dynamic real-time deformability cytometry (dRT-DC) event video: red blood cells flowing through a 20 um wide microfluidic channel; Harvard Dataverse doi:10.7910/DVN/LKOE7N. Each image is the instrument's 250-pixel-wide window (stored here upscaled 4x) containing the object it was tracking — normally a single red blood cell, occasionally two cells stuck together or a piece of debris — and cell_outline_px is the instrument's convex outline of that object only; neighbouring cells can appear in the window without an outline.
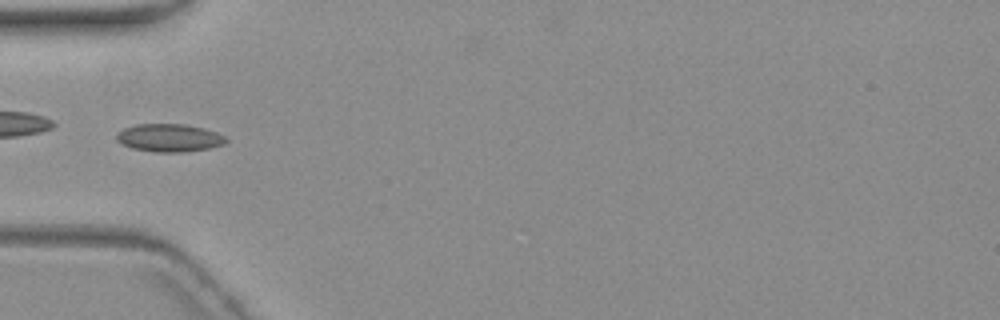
{"species": "common noctule bat (a hibernating species)", "species_latin": "Nyctalus noctula", "temperature_condition": "warm", "stored_images_in_passage": 8, "camera_frame_rate_fps": 3000, "um_per_image_px": 0.085, "animal": {"sex": "female", "body_mass_g": 19.3, "forearm_length_mm": 54.1}, "frame": {"image": 1, "passage_image": 6, "time_ms": 6.0, "image_size_px": [1000, 320], "cell_outline_px": [[228, 140], [224, 144], [208, 148], [184, 152], [156, 152], [132, 148], [116, 140], [116, 136], [124, 128], [136, 124], [184, 124], [204, 128], [216, 132], [224, 136]], "centroid_in_image_um": [14.4, 11.71], "position_along_channel_um": 70.6, "area_um2": 17.63}}
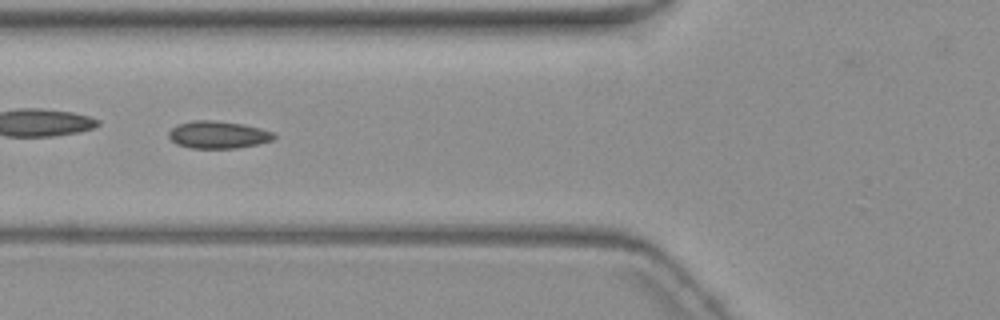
{"frame": {"image": 2, "passage_image": 7, "time_ms": 7.0, "image_size_px": [1000, 320], "cell_outline_px": [[276, 136], [272, 140], [260, 144], [236, 148], [192, 148], [176, 144], [168, 136], [168, 132], [176, 124], [192, 120], [208, 120], [244, 124], [260, 128], [272, 132]], "centroid_in_image_um": [18.52, 11.45], "position_along_channel_um": 107.3, "area_um2": 16.82}}
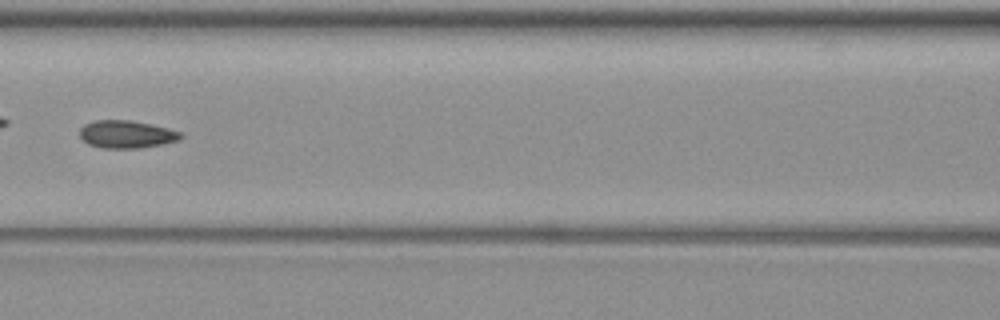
{"frame": {"image": 3, "passage_image": 8, "time_ms": 8.333, "image_size_px": [1000, 320], "cell_outline_px": [[184, 136], [180, 140], [164, 144], [140, 148], [100, 148], [88, 144], [80, 136], [80, 128], [84, 124], [96, 120], [132, 120], [152, 124], [168, 128], [180, 132]], "centroid_in_image_um": [10.77, 11.41], "position_along_channel_um": 155.8, "area_um2": 16.47}}